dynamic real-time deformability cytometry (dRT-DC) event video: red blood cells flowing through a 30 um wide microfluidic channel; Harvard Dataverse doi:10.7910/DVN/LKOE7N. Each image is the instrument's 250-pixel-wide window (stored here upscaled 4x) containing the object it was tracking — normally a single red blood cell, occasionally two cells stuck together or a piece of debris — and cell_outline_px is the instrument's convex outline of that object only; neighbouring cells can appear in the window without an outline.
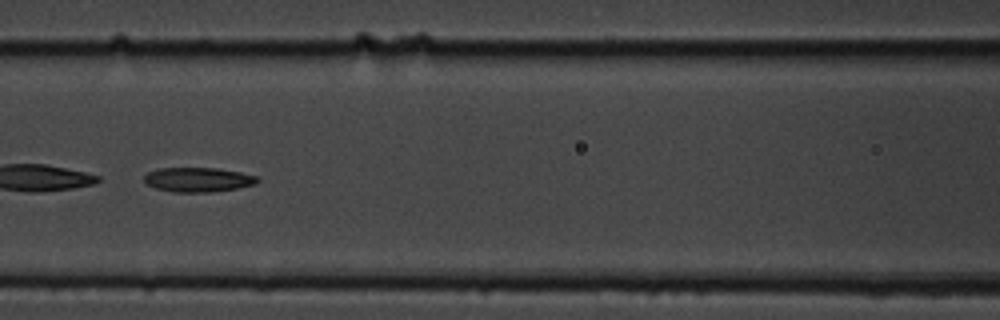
{"species": "common noctule bat (a hibernating species)", "species_latin": "Nyctalus noctula", "temperature_condition": "cold", "stored_images_in_passage": 11, "camera_frame_rate_fps": 3000, "um_per_image_px": 0.085, "animal": {"sex": "male", "body_mass_g": 19.5, "forearm_length_mm": 54.6}, "frame": {"image": 1, "passage_image": 7, "time_ms": 7.667, "image_size_px": [1000, 320], "cell_outline_px": [[260, 180], [256, 184], [236, 188], [212, 192], [172, 192], [156, 188], [148, 184], [144, 180], [144, 176], [148, 172], [160, 168], [216, 168], [240, 172], [256, 176]], "centroid_in_image_um": [16.84, 15.27], "position_along_channel_um": 149.8, "area_um2": 16.07}}
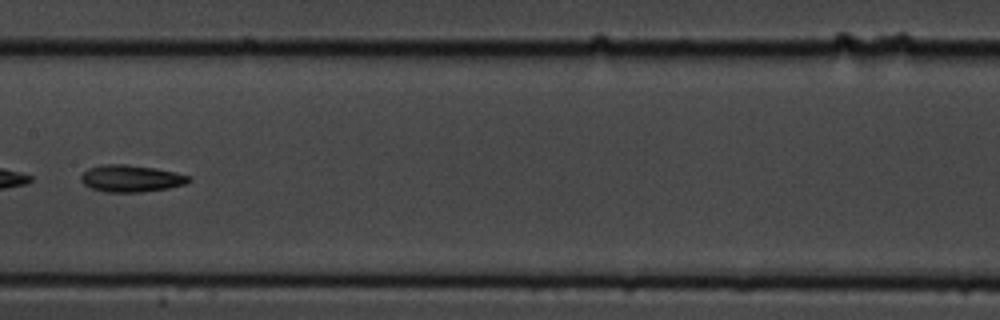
{"frame": {"image": 2, "passage_image": 8, "time_ms": 9.0, "image_size_px": [1000, 320], "cell_outline_px": [[192, 180], [184, 184], [168, 188], [140, 192], [104, 192], [92, 188], [84, 184], [80, 180], [80, 176], [88, 168], [104, 164], [124, 164], [152, 168], [176, 172], [192, 176]], "centroid_in_image_um": [11.14, 15.17], "position_along_channel_um": 196.3, "area_um2": 16.88}}